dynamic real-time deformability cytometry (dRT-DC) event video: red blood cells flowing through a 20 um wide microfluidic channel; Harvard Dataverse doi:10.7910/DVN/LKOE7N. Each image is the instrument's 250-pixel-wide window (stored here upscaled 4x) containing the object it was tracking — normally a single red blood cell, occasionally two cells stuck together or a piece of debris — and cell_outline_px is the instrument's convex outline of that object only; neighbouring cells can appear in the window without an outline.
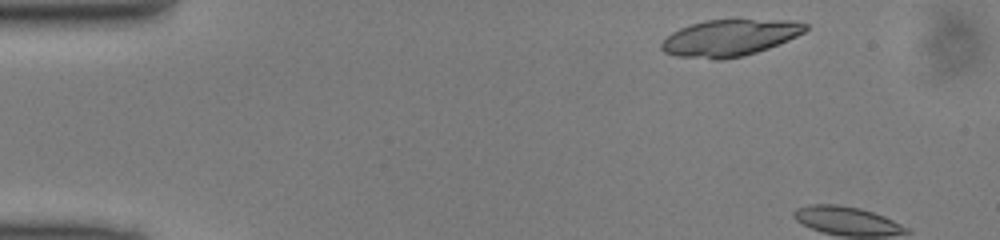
{"species": "common noctule bat (a hibernating species)", "species_latin": "Nyctalus noctula", "temperature_condition": "cold", "stored_images_in_passage": 5, "camera_frame_rate_fps": 3000, "um_per_image_px": 0.085, "animal": {"sex": "male", "body_mass_g": 13.0, "forearm_length_mm": 53.1}, "frame": {"image": 1, "passage_image": 2, "time_ms": 0.333, "image_size_px": [1000, 240], "cell_outline_px": [[808, 28], [804, 32], [788, 40], [768, 48], [756, 52], [740, 56], [720, 60], [716, 60], [676, 56], [664, 52], [660, 48], [660, 44], [672, 32], [680, 28], [704, 20], [796, 20], [808, 24]], "centroid_in_image_um": [62.02, 3.21], "position_along_channel_um": 23.0, "area_um2": 30.58}}